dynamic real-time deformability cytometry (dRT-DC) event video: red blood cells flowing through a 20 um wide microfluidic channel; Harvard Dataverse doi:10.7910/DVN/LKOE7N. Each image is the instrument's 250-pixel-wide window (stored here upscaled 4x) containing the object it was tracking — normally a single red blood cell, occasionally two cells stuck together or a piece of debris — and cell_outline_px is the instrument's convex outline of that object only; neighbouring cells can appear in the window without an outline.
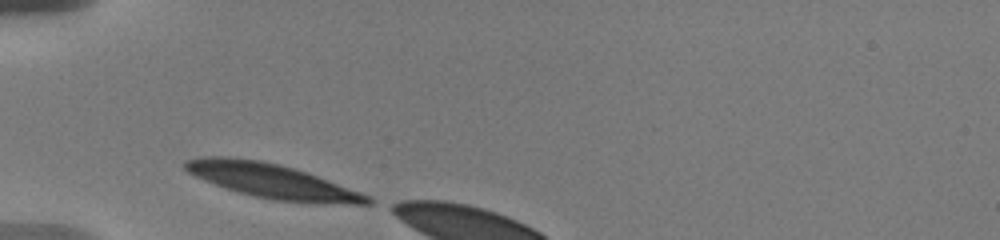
{"species": "human", "species_latin": "Homo sapiens", "temperature_condition": "warm", "stored_images_in_passage": 4, "camera_frame_rate_fps": 3000, "um_per_image_px": 0.085, "donor": {"sex": "male"}, "frame": {"image": 1, "passage_image": 1, "time_ms": 0.0, "image_size_px": [1000, 240], "cell_outline_px": [[372, 204], [320, 204], [272, 200], [224, 188], [196, 176], [188, 172], [180, 164], [184, 160], [204, 156], [228, 156], [260, 160], [280, 164], [296, 168], [308, 172], [372, 196]], "centroid_in_image_um": [23.15, 15.38], "position_along_channel_um": 61.8, "area_um2": 37.05}}